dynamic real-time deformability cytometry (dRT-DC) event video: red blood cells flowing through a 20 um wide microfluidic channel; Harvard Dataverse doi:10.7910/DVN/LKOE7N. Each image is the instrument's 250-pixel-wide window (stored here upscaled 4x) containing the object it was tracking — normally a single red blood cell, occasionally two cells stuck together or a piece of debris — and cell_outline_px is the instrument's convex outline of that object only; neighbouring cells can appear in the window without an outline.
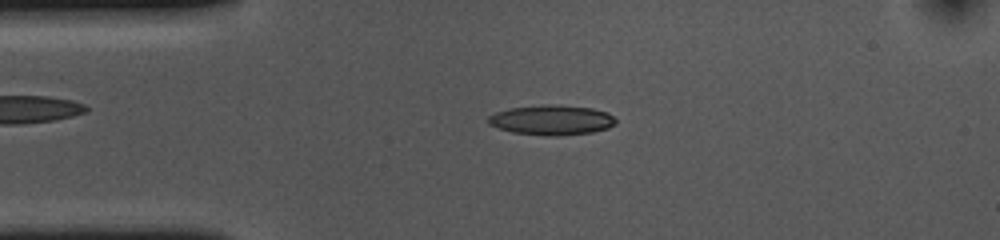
{"species": "common noctule bat (a hibernating species)", "species_latin": "Nyctalus noctula", "temperature_condition": "cold", "stored_images_in_passage": 52, "camera_frame_rate_fps": 3000, "um_per_image_px": 0.085, "animal": {"sex": "female", "body_mass_g": 10.0, "forearm_length_mm": 53.1}, "frame": {"image": 1, "passage_image": 10, "time_ms": 3.0, "image_size_px": [1000, 240], "cell_outline_px": [[616, 124], [608, 128], [592, 132], [556, 136], [548, 136], [512, 132], [488, 124], [488, 116], [496, 112], [512, 108], [548, 104], [552, 104], [592, 108], [608, 112], [616, 120]], "centroid_in_image_um": [46.91, 10.2], "position_along_channel_um": 38.1, "area_um2": 22.14}}
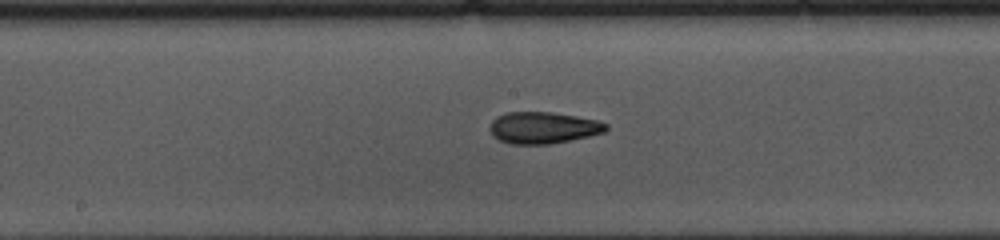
{"frame": {"image": 2, "passage_image": 25, "time_ms": 8.0, "image_size_px": [1000, 240], "cell_outline_px": [[608, 128], [604, 132], [588, 136], [548, 144], [512, 144], [500, 140], [492, 136], [488, 128], [492, 120], [496, 116], [508, 112], [552, 112], [576, 116], [596, 120], [608, 124]], "centroid_in_image_um": [46.12, 10.85], "position_along_channel_um": 202.1, "area_um2": 21.39}}
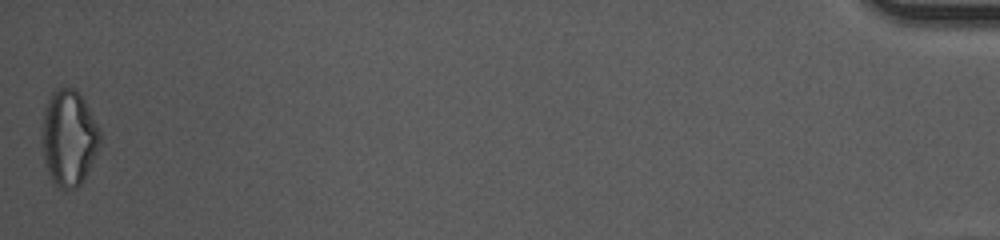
{"frame": {"image": 3, "passage_image": 52, "time_ms": 17.0, "image_size_px": [1000, 240], "cell_outline_px": [[100, 144], [96, 156], [84, 180], [76, 188], [64, 192], [52, 184], [44, 160], [44, 108], [52, 92], [60, 88], [76, 88], [84, 100], [100, 128]], "centroid_in_image_um": [5.89, 11.78], "position_along_channel_um": 429.3, "area_um2": 32.48}, "authors_computed_cell_mechanics": {"area_um2": 21.6172, "velocity_mm_per_s": 3.6654, "shape_relaxation_time_tau1_ms": 8.5372, "shape_relaxation_time_tau2_ms": 3.2811, "deformation_change_tau1": 0.1708, "deformation_change_tau2": 0.1027}}